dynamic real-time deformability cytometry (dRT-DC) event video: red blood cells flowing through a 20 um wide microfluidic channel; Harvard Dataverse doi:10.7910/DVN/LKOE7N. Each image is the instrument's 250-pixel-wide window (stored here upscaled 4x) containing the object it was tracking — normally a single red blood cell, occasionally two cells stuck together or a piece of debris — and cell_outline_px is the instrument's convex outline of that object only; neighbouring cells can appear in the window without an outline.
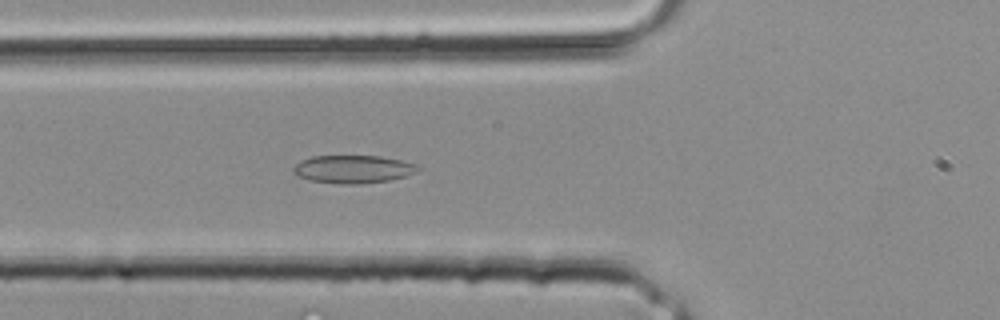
{"species": "common noctule bat (a hibernating species)", "species_latin": "Nyctalus noctula", "temperature_condition": "room temperature", "stored_images_in_passage": 24, "camera_frame_rate_fps": 3000, "um_per_image_px": 0.085, "animal": {"sex": "male", "body_mass_g": 20.4}, "frame": {"image": 1, "passage_image": 3, "time_ms": 0.667, "image_size_px": [1000, 320], "cell_outline_px": [[420, 168], [416, 172], [404, 176], [388, 180], [360, 184], [344, 184], [308, 180], [296, 176], [292, 172], [292, 168], [300, 160], [312, 156], [380, 156], [404, 160], [416, 164]], "centroid_in_image_um": [29.98, 14.37], "position_along_channel_um": 95.8, "area_um2": 20.4}}
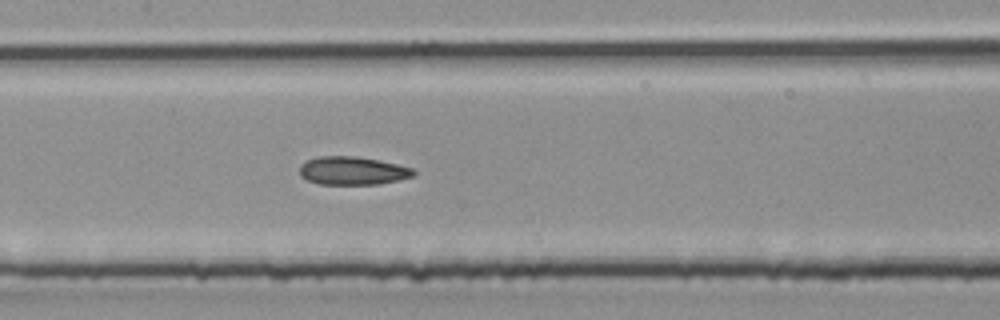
{"frame": {"image": 2, "passage_image": 7, "time_ms": 2.0, "image_size_px": [1000, 320], "cell_outline_px": [[416, 176], [400, 180], [380, 184], [320, 184], [308, 180], [300, 176], [300, 164], [308, 160], [320, 156], [356, 156], [380, 160], [412, 168], [416, 172]], "centroid_in_image_um": [30.0, 14.51], "position_along_channel_um": 177.4, "area_um2": 18.84}}
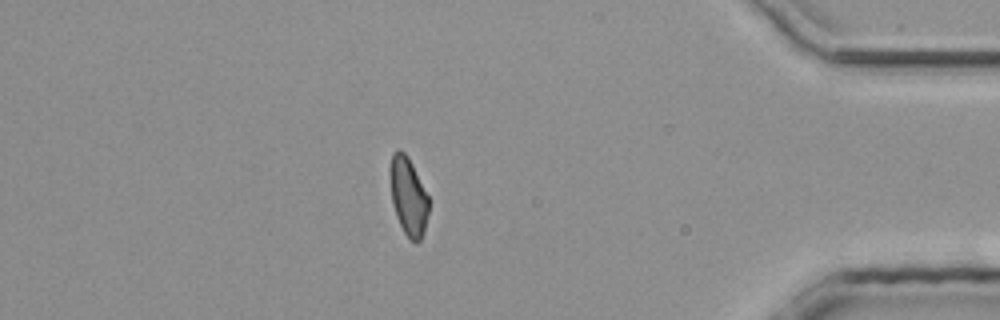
{"frame": {"image": 3, "passage_image": 20, "time_ms": 6.333, "image_size_px": [1000, 320], "cell_outline_px": [[428, 212], [424, 232], [420, 240], [416, 244], [404, 232], [396, 216], [392, 200], [388, 172], [388, 168], [392, 152], [396, 148], [400, 148], [408, 156], [428, 196]], "centroid_in_image_um": [34.67, 16.62], "position_along_channel_um": 400.5, "area_um2": 17.74}}